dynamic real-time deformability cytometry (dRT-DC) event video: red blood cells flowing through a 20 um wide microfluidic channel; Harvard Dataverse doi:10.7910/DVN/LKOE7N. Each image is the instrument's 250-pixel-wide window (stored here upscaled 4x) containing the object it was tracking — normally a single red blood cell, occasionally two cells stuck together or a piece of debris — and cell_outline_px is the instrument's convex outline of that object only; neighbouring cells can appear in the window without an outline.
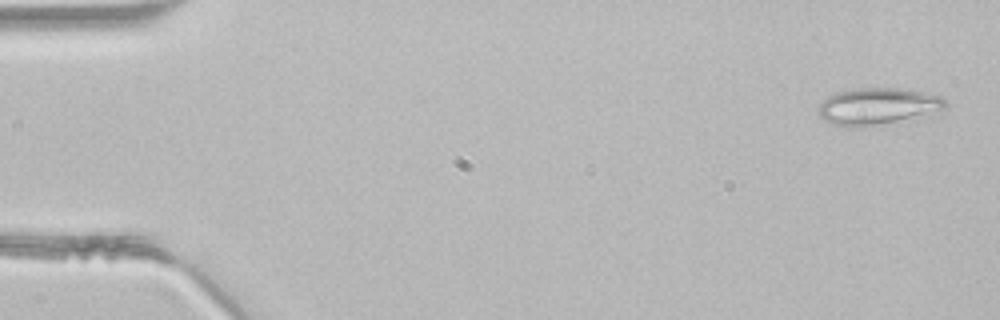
{"species": "common noctule bat (a hibernating species)", "species_latin": "Nyctalus noctula", "temperature_condition": "room temperature", "stored_images_in_passage": 45, "camera_frame_rate_fps": 3000, "um_per_image_px": 0.085, "animal": {"sex": "male", "body_mass_g": 21.5, "forearm_length_mm": 52.0}, "frame": {"image": 1, "passage_image": 1, "time_ms": 0.0, "image_size_px": [1000, 320], "cell_outline_px": [[948, 100], [944, 108], [936, 116], [864, 128], [852, 128], [832, 124], [824, 120], [816, 112], [816, 108], [820, 100], [836, 92], [856, 88], [900, 88], [940, 96]], "centroid_in_image_um": [74.64, 9.08], "position_along_channel_um": 10.4, "area_um2": 28.67}}
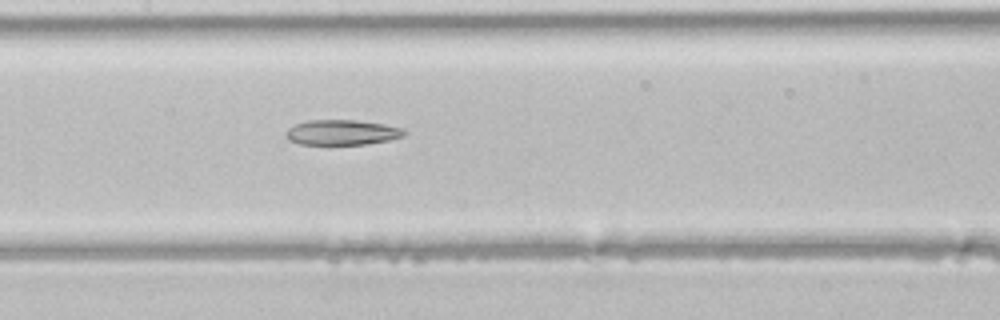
{"frame": {"image": 2, "passage_image": 21, "time_ms": 6.667, "image_size_px": [1000, 320], "cell_outline_px": [[408, 132], [404, 136], [388, 140], [364, 144], [328, 148], [300, 144], [288, 140], [284, 136], [288, 128], [296, 124], [308, 120], [356, 120], [384, 124], [404, 128]], "centroid_in_image_um": [29.03, 11.3], "position_along_channel_um": 178.4, "area_um2": 18.32}}
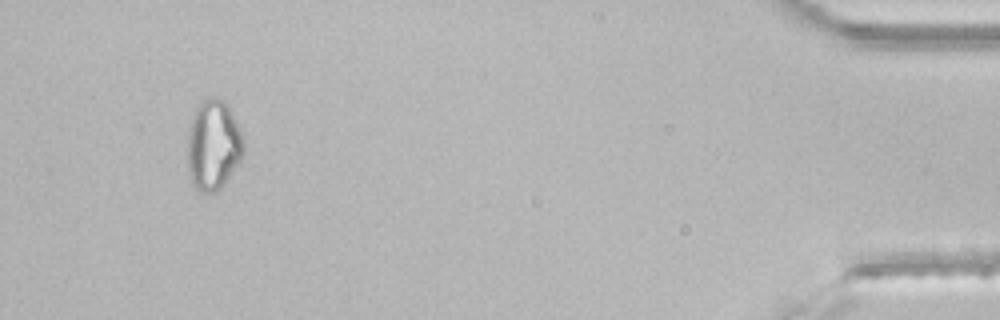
{"frame": {"image": 3, "passage_image": 42, "time_ms": 13.667, "image_size_px": [1000, 320], "cell_outline_px": [[244, 152], [240, 160], [224, 184], [216, 192], [204, 192], [196, 188], [188, 172], [188, 128], [196, 108], [208, 96], [216, 96], [228, 108], [244, 140]], "centroid_in_image_um": [18.11, 12.35], "position_along_channel_um": 417.1, "area_um2": 28.9}}